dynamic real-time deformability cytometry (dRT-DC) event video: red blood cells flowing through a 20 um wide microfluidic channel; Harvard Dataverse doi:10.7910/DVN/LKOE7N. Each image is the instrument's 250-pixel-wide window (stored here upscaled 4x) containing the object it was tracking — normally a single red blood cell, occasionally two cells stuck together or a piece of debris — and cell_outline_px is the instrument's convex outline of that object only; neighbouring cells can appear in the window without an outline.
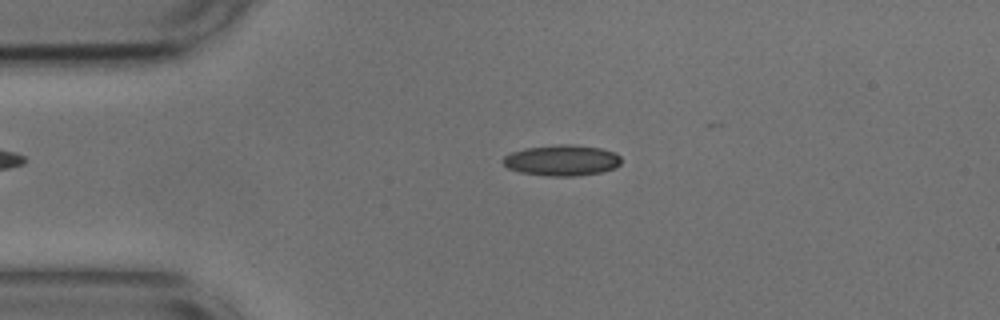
{"species": "common noctule bat (a hibernating species)", "species_latin": "Nyctalus noctula", "temperature_condition": "cold", "stored_images_in_passage": 19, "camera_frame_rate_fps": 3000, "um_per_image_px": 0.085, "animal": {"sex": "male", "body_mass_g": 17.9, "forearm_length_mm": 54.2}, "frame": {"image": 1, "passage_image": 11, "time_ms": 3.333, "image_size_px": [1000, 320], "cell_outline_px": [[620, 164], [616, 168], [600, 172], [576, 176], [548, 176], [520, 172], [508, 168], [504, 164], [504, 156], [512, 152], [524, 148], [556, 144], [568, 144], [600, 148], [616, 152], [620, 156]], "centroid_in_image_um": [47.78, 13.62], "position_along_channel_um": 37.2, "area_um2": 21.27}}